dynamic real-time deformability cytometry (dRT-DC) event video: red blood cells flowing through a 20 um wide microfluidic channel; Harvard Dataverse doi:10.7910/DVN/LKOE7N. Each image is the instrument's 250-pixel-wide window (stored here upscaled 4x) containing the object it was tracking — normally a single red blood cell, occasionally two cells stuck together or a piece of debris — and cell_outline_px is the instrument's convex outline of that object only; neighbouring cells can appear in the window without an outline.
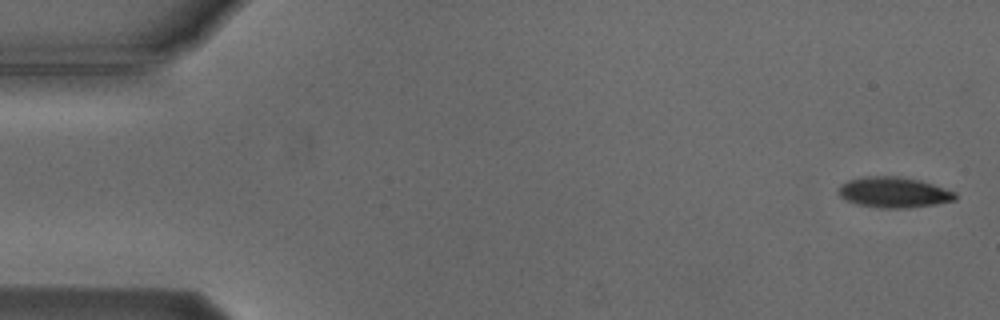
{"species": "Egyptian fruit bat (a non-hibernating species)", "species_latin": "Rousettus aegyptiacus", "temperature_condition": "cold", "stored_images_in_passage": 5, "segment_of_instrument_passage": [1, 2], "camera_frame_rate_fps": 3000, "um_per_image_px": 0.085, "animal": {"sex": "male"}, "frame": {"image": 1, "passage_image": 1, "time_ms": 0.0, "image_size_px": [1000, 320], "cell_outline_px": [[956, 200], [936, 204], [908, 208], [880, 208], [856, 204], [840, 196], [836, 192], [836, 188], [840, 184], [848, 180], [864, 176], [900, 176], [920, 180], [956, 192]], "centroid_in_image_um": [75.94, 16.34], "position_along_channel_um": 9.1, "area_um2": 21.04}}